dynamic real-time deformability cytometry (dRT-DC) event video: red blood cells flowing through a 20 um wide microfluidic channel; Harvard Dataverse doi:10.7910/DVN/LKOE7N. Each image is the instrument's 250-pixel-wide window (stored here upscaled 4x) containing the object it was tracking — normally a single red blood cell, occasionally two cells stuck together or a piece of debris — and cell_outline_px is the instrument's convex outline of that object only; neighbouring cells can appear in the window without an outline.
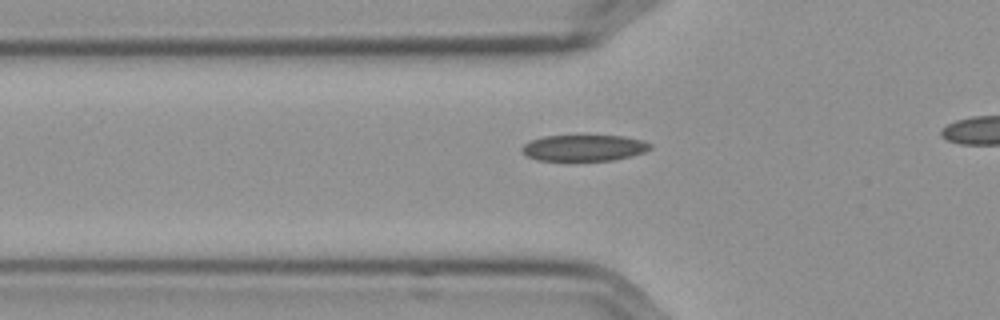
{"species": "Egyptian fruit bat (a non-hibernating species)", "species_latin": "Rousettus aegyptiacus", "temperature_condition": "cold", "stored_images_in_passage": 33, "camera_frame_rate_fps": 3000, "um_per_image_px": 0.085, "frame": {"image": 1, "passage_image": 3, "time_ms": 0.667, "image_size_px": [1000, 320], "cell_outline_px": [[652, 148], [644, 152], [612, 160], [572, 164], [536, 160], [520, 152], [520, 148], [524, 144], [532, 140], [544, 136], [624, 136], [644, 140], [652, 144]], "centroid_in_image_um": [49.58, 12.62], "position_along_channel_um": 76.2, "area_um2": 20.58}}
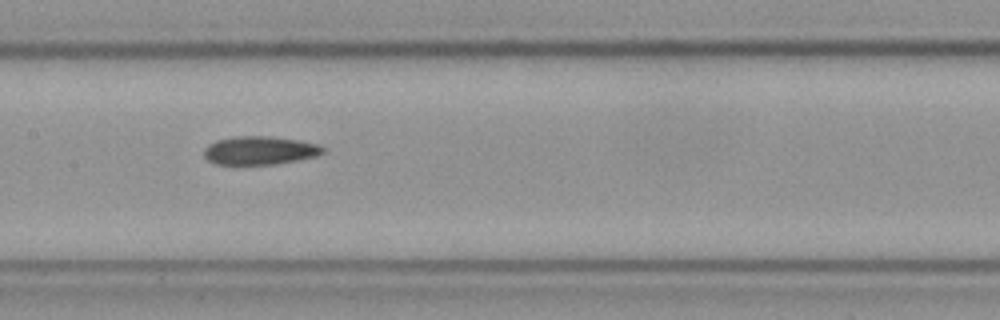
{"frame": {"image": 2, "passage_image": 12, "time_ms": 3.667, "image_size_px": [1000, 320], "cell_outline_px": [[324, 152], [316, 156], [276, 164], [216, 164], [208, 160], [204, 156], [204, 148], [208, 144], [216, 140], [232, 136], [268, 136], [300, 140], [316, 144], [324, 148]], "centroid_in_image_um": [22.04, 12.78], "position_along_channel_um": 185.4, "area_um2": 19.65}}
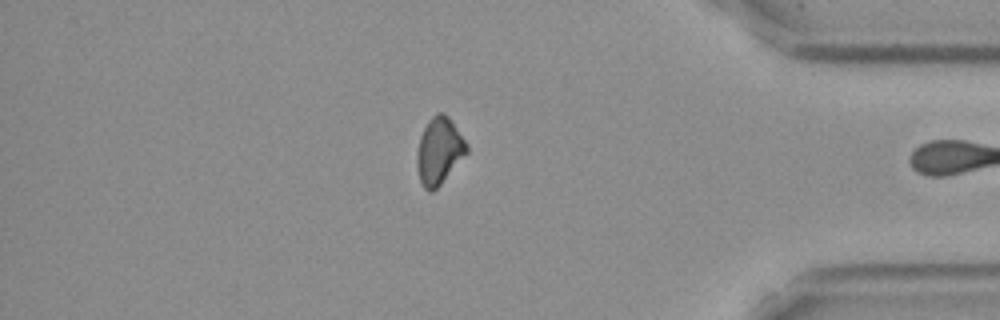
{"frame": {"image": 3, "passage_image": 32, "time_ms": 10.333, "image_size_px": [1000, 320], "cell_outline_px": [[468, 152], [440, 184], [432, 192], [428, 192], [424, 188], [420, 180], [416, 164], [416, 156], [420, 136], [428, 120], [436, 112], [444, 112], [448, 116], [468, 144]], "centroid_in_image_um": [37.32, 12.81], "position_along_channel_um": 397.9, "area_um2": 19.31}}